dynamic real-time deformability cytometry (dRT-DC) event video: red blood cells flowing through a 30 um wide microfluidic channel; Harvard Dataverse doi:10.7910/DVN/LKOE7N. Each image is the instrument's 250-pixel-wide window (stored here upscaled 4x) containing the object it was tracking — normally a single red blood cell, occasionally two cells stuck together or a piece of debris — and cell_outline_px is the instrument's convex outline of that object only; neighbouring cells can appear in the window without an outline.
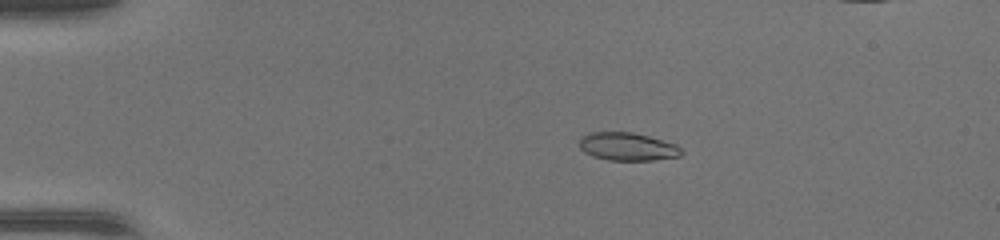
{"species": "common noctule bat (a hibernating species)", "species_latin": "Nyctalus noctula", "temperature_condition": "warm", "stored_images_in_passage": 48, "camera_frame_rate_fps": 3000, "um_per_image_px": 0.085, "animal": {"sex": "female", "body_mass_g": 17.0, "forearm_length_mm": 48.0}, "frame": {"image": 1, "passage_image": 10, "time_ms": 3.0, "image_size_px": [1000, 240], "cell_outline_px": [[684, 152], [680, 156], [652, 160], [608, 160], [592, 156], [584, 152], [580, 148], [580, 136], [588, 132], [632, 132], [648, 136], [676, 144]], "centroid_in_image_um": [53.31, 12.46], "position_along_channel_um": 31.7, "area_um2": 16.7}}
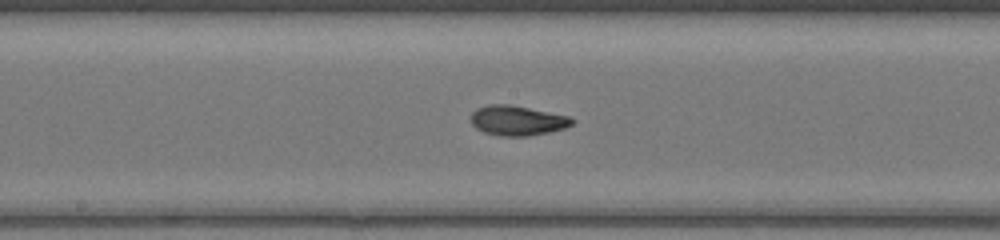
{"frame": {"image": 2, "passage_image": 26, "time_ms": 8.333, "image_size_px": [1000, 240], "cell_outline_px": [[576, 120], [572, 124], [564, 128], [548, 132], [528, 136], [500, 136], [484, 132], [476, 128], [472, 124], [472, 112], [476, 108], [488, 104], [508, 104], [568, 116]], "centroid_in_image_um": [43.95, 10.24], "position_along_channel_um": 204.2, "area_um2": 17.46}}
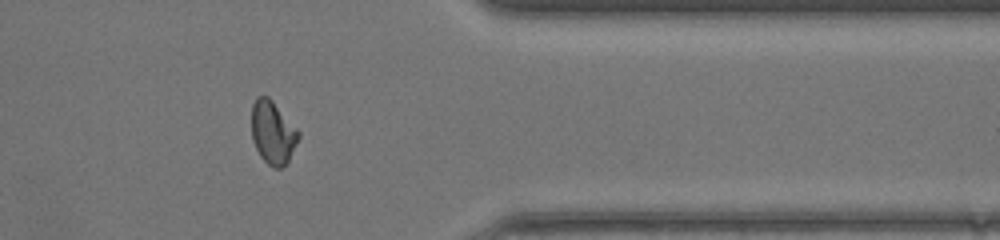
{"frame": {"image": 3, "passage_image": 39, "time_ms": 12.667, "image_size_px": [1000, 240], "cell_outline_px": [[300, 136], [288, 160], [280, 168], [276, 168], [268, 164], [260, 156], [252, 140], [252, 104], [256, 96], [268, 96], [272, 100], [300, 132]], "centroid_in_image_um": [23.17, 11.24], "position_along_channel_um": 388.2, "area_um2": 17.05}}